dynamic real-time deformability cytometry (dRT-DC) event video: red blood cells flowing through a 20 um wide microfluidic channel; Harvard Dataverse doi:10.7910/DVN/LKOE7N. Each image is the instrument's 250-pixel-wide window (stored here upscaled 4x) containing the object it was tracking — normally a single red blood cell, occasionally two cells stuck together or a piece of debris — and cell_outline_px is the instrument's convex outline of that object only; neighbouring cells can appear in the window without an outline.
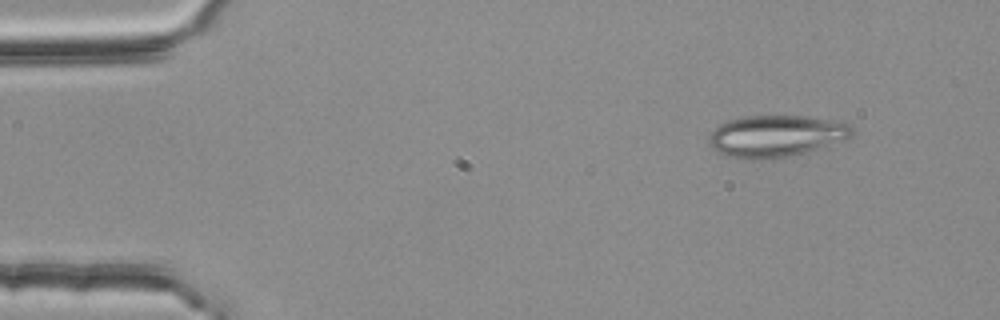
{"species": "common noctule bat (a hibernating species)", "species_latin": "Nyctalus noctula", "temperature_condition": "room temperature", "stored_images_in_passage": 2, "camera_frame_rate_fps": 3000, "um_per_image_px": 0.085, "animal": {"sex": "female", "body_mass_g": 25.1}, "frame": {"image": 1, "passage_image": 1, "time_ms": 0.0, "image_size_px": [1000, 320], "cell_outline_px": [[856, 132], [852, 136], [844, 140], [804, 152], [772, 160], [748, 160], [728, 156], [712, 148], [708, 140], [708, 136], [720, 124], [728, 120], [748, 116], [804, 116], [832, 120], [852, 124]], "centroid_in_image_um": [65.98, 11.57], "position_along_channel_um": 19.0, "area_um2": 34.91}}